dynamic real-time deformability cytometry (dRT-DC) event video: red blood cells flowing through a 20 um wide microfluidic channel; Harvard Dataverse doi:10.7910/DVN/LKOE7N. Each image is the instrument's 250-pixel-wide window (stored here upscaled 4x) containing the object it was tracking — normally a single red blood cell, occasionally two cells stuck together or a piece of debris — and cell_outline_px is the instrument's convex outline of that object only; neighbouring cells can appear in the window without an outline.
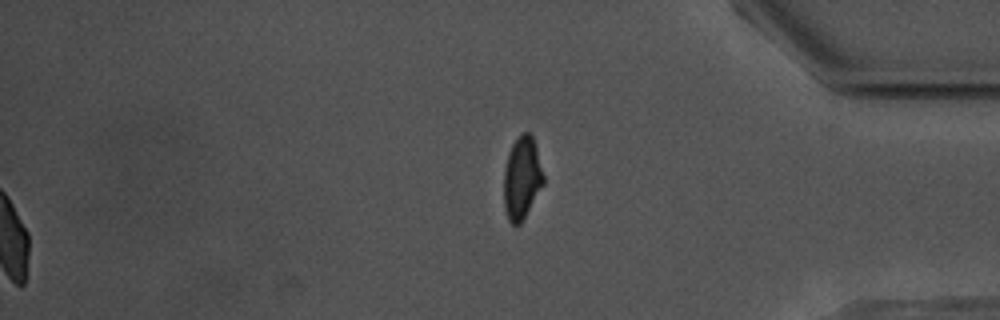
{"species": "common noctule bat (a hibernating species)", "species_latin": "Nyctalus noctula", "temperature_condition": "warm", "stored_images_in_passage": 41, "segment_of_instrument_passage": [2, 2], "camera_frame_rate_fps": 3000, "um_per_image_px": 0.085, "animal": {"sex": "male", "body_mass_g": 17.5, "forearm_length_mm": 52.3}, "frame": {"image": 1, "passage_image": 41, "time_ms": 13.333, "image_size_px": [1000, 320], "cell_outline_px": [[544, 184], [520, 224], [512, 224], [508, 220], [504, 208], [504, 168], [508, 152], [512, 144], [524, 132], [528, 132], [532, 136], [536, 148], [544, 176]], "centroid_in_image_um": [44.35, 15.15], "position_along_channel_um": 390.8, "area_um2": 18.9}}